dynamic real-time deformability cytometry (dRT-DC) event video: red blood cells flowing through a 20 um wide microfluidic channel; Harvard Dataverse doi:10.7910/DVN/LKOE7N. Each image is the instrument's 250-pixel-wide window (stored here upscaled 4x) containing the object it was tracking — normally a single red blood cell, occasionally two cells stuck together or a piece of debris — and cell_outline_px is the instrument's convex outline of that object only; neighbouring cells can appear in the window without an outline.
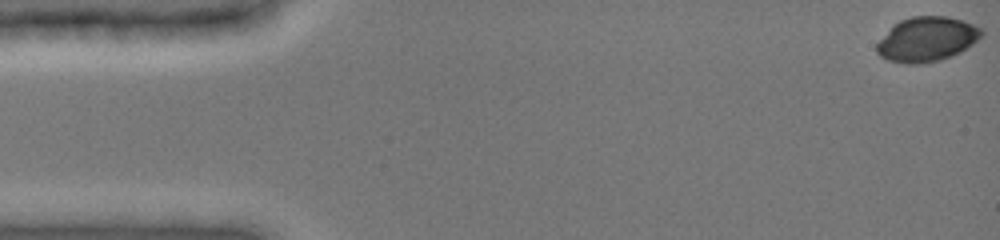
{"species": "common noctule bat (a hibernating species)", "species_latin": "Nyctalus noctula", "temperature_condition": "cold", "stored_images_in_passage": 48, "camera_frame_rate_fps": 3000, "um_per_image_px": 0.085, "animal": {"sex": "female", "body_mass_g": 19.0, "forearm_length_mm": 51.5}, "frame": {"image": 1, "passage_image": 1, "time_ms": 0.0, "image_size_px": [1000, 240], "cell_outline_px": [[984, 32], [972, 44], [960, 52], [952, 56], [940, 60], [916, 64], [904, 64], [888, 60], [880, 56], [876, 52], [876, 44], [900, 20], [912, 16], [948, 16], [964, 20], [980, 28]], "centroid_in_image_um": [78.79, 3.34], "position_along_channel_um": 6.2, "area_um2": 26.99}}
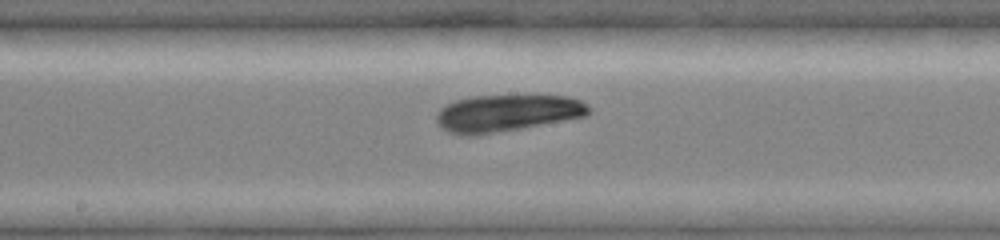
{"frame": {"image": 2, "passage_image": 26, "time_ms": 8.333, "image_size_px": [1000, 240], "cell_outline_px": [[592, 112], [584, 116], [520, 128], [472, 136], [452, 132], [444, 128], [436, 120], [436, 116], [440, 108], [456, 100], [472, 96], [568, 96], [580, 100], [588, 104], [592, 108]], "centroid_in_image_um": [43.13, 9.6], "position_along_channel_um": 205.1, "area_um2": 32.19}}
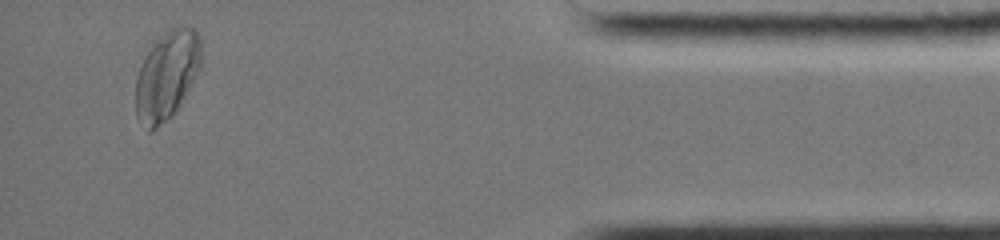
{"frame": {"image": 3, "passage_image": 46, "time_ms": 15.0, "image_size_px": [1000, 240], "cell_outline_px": [[200, 68], [180, 104], [172, 116], [156, 128], [148, 132], [136, 116], [136, 76], [148, 52], [156, 40], [176, 24], [180, 24], [192, 28], [200, 36]], "centroid_in_image_um": [14.18, 6.4], "position_along_channel_um": 421.0, "area_um2": 33.52}}